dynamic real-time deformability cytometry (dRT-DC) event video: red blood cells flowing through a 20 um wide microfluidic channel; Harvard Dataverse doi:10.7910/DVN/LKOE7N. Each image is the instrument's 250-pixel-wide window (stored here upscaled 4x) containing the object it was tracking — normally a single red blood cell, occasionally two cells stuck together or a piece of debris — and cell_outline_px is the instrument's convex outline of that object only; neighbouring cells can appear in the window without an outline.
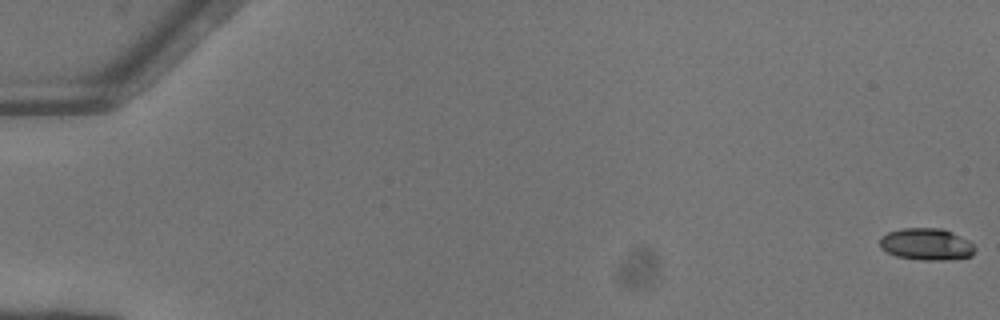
{"species": "common noctule bat (a hibernating species)", "species_latin": "Nyctalus noctula", "temperature_condition": "warm", "stored_images_in_passage": 52, "camera_frame_rate_fps": 3000, "um_per_image_px": 0.085, "animal": {"sex": "female"}, "frame": {"image": 1, "passage_image": 1, "time_ms": 0.0, "image_size_px": [1000, 320], "cell_outline_px": [[976, 248], [972, 256], [948, 260], [920, 260], [896, 256], [880, 248], [880, 236], [888, 232], [900, 228], [944, 228], [968, 240]], "centroid_in_image_um": [78.74, 20.75], "position_along_channel_um": 6.3, "area_um2": 17.86}}
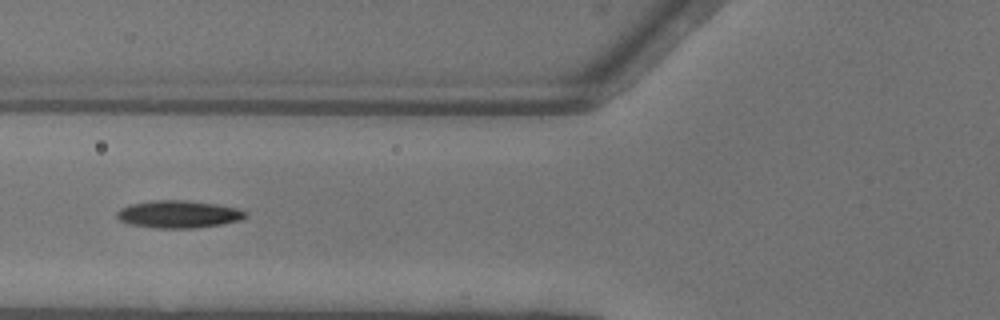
{"frame": {"image": 2, "passage_image": 22, "time_ms": 7.0, "image_size_px": [1000, 320], "cell_outline_px": [[248, 216], [240, 220], [220, 224], [196, 228], [152, 228], [128, 224], [120, 220], [116, 216], [116, 212], [120, 208], [128, 204], [152, 200], [184, 200], [216, 204], [240, 208], [248, 212]], "centroid_in_image_um": [15.16, 18.2], "position_along_channel_um": 110.6, "area_um2": 20.87}}
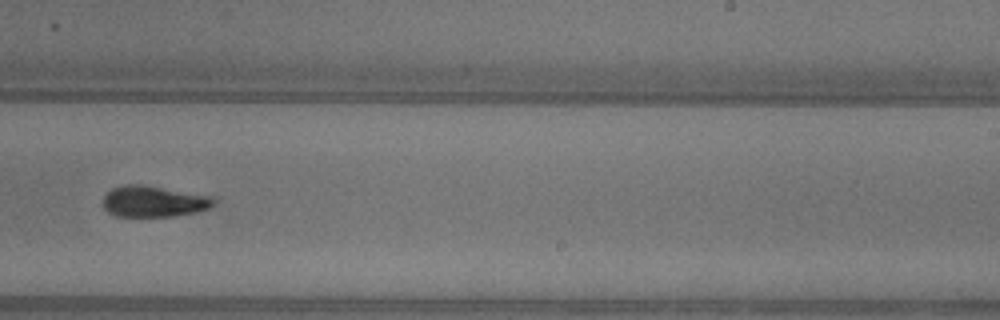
{"frame": {"image": 3, "passage_image": 34, "time_ms": 11.0, "image_size_px": [1000, 320], "cell_outline_px": [[216, 200], [208, 208], [196, 212], [172, 216], [116, 216], [108, 212], [104, 208], [104, 196], [112, 188], [128, 184], [140, 184], [212, 196]], "centroid_in_image_um": [13.05, 17.12], "position_along_channel_um": 275.9, "area_um2": 19.83}, "authors_computed_cell_mechanics": {"area_um2": 19.0451, "velocity_mm_per_s": 4.1377, "shape_relaxation_time_tau1_ms": 4.1759, "shape_relaxation_time_tau2_ms": null, "deformation_change_tau1": 0.1681, "deformation_change_tau2": null}}